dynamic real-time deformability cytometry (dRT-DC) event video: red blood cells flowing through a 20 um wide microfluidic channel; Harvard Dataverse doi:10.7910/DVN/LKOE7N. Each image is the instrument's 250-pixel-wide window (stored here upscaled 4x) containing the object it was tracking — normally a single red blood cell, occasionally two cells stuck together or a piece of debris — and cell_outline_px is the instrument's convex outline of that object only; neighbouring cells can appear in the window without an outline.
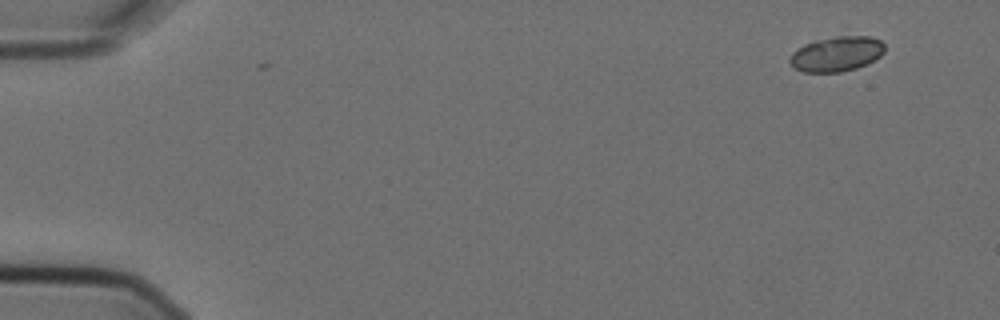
{"species": "Egyptian fruit bat (a non-hibernating species)", "species_latin": "Rousettus aegyptiacus", "temperature_condition": "cold", "stored_images_in_passage": 6, "camera_frame_rate_fps": 3000, "um_per_image_px": 0.085, "animal": {"sex": "female"}, "frame": {"image": 1, "passage_image": 1, "time_ms": 0.0, "image_size_px": [1000, 320], "cell_outline_px": [[884, 52], [880, 56], [856, 68], [840, 72], [804, 72], [796, 68], [788, 60], [792, 52], [804, 44], [816, 40], [836, 36], [872, 36], [880, 40], [884, 44]], "centroid_in_image_um": [71.1, 4.57], "position_along_channel_um": 13.9, "area_um2": 19.19}}
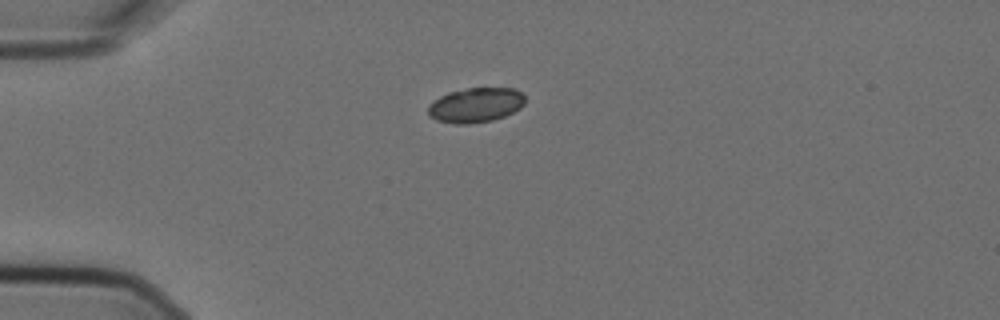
{"frame": {"image": 2, "passage_image": 4, "time_ms": 1.0, "image_size_px": [1000, 320], "cell_outline_px": [[524, 104], [520, 108], [504, 116], [492, 120], [468, 124], [456, 124], [436, 120], [428, 116], [428, 104], [440, 96], [448, 92], [468, 88], [516, 88], [524, 96]], "centroid_in_image_um": [40.4, 8.93], "position_along_channel_um": 44.6, "area_um2": 19.65}}